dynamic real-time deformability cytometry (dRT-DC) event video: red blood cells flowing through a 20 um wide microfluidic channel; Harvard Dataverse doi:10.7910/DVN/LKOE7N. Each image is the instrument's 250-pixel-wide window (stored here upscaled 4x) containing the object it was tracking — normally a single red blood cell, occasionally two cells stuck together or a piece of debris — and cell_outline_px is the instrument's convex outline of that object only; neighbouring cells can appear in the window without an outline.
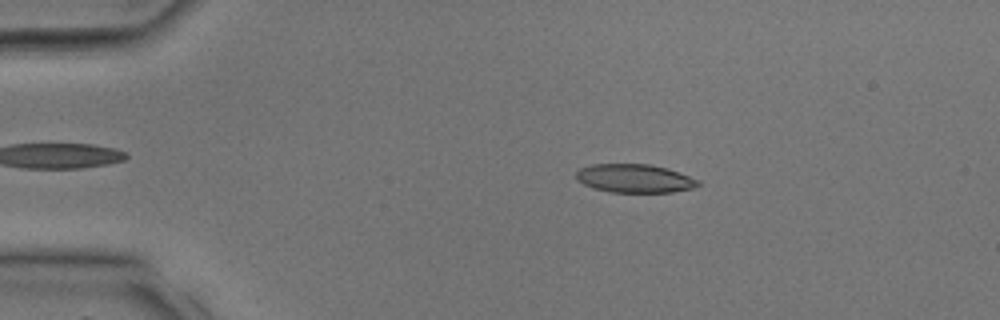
{"species": "common noctule bat (a hibernating species)", "species_latin": "Nyctalus noctula", "temperature_condition": "room temperature", "stored_images_in_passage": 28, "camera_frame_rate_fps": 3000, "um_per_image_px": 0.085, "animal": {"sex": "male", "body_mass_g": 17.9, "forearm_length_mm": 54.2}, "frame": {"image": 1, "passage_image": 1, "time_ms": 0.0, "image_size_px": [1000, 320], "cell_outline_px": [[700, 184], [692, 188], [672, 192], [608, 192], [592, 188], [576, 180], [576, 172], [580, 168], [592, 164], [648, 164], [668, 168], [700, 180]], "centroid_in_image_um": [53.92, 15.16], "position_along_channel_um": 31.1, "area_um2": 20.35}}
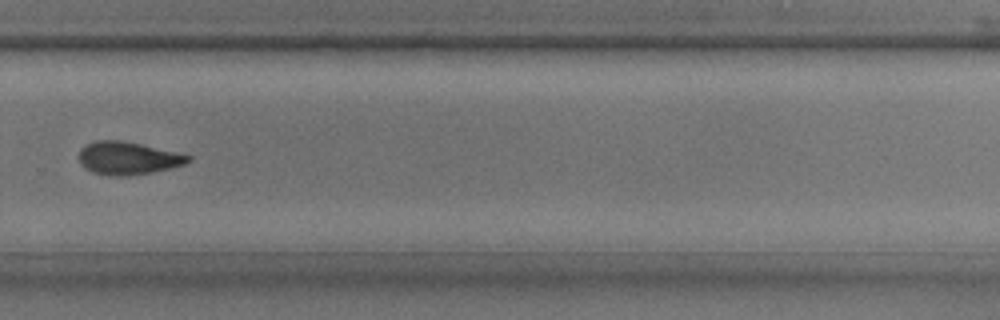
{"frame": {"image": 2, "passage_image": 18, "time_ms": 5.667, "image_size_px": [1000, 320], "cell_outline_px": [[192, 160], [184, 164], [152, 172], [124, 176], [116, 176], [92, 172], [84, 168], [80, 164], [80, 148], [84, 144], [96, 140], [120, 140], [140, 144], [176, 152], [192, 156]], "centroid_in_image_um": [10.84, 13.43], "position_along_channel_um": 319.0, "area_um2": 20.75}}
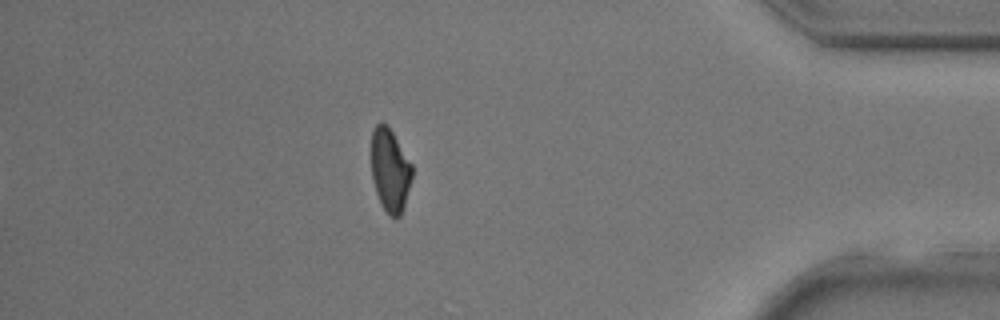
{"frame": {"image": 3, "passage_image": 24, "time_ms": 7.667, "image_size_px": [1000, 320], "cell_outline_px": [[412, 176], [404, 208], [400, 216], [388, 216], [380, 204], [372, 180], [372, 128], [380, 120], [388, 124], [412, 164]], "centroid_in_image_um": [33.15, 14.44], "position_along_channel_um": 402.1, "area_um2": 20.0}}